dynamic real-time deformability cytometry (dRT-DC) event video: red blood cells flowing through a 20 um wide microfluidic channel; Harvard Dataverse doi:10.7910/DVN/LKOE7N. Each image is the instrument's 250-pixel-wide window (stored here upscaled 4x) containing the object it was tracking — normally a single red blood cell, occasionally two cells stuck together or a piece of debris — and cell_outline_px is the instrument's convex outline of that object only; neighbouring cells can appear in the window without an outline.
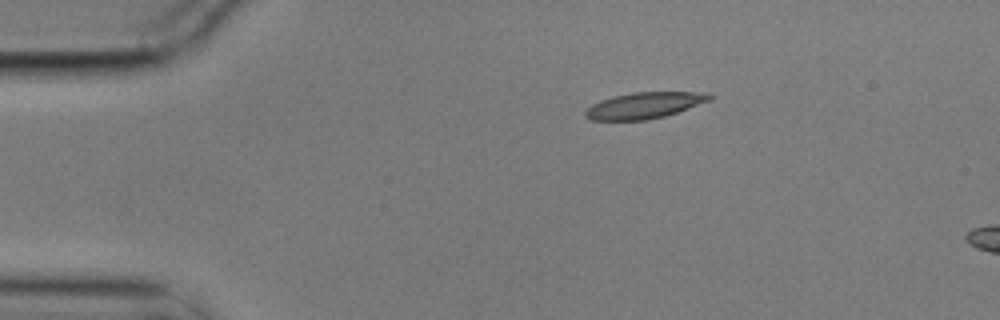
{"species": "common noctule bat (a hibernating species)", "species_latin": "Nyctalus noctula", "temperature_condition": "cold", "stored_images_in_passage": 3, "camera_frame_rate_fps": 3000, "um_per_image_px": 0.085, "animal": {"sex": "male", "body_mass_g": 17.9}, "frame": {"image": 1, "passage_image": 1, "time_ms": 0.0, "image_size_px": [1000, 320], "cell_outline_px": [[712, 100], [664, 116], [648, 120], [592, 120], [584, 116], [584, 112], [592, 104], [600, 100], [612, 96], [632, 92], [708, 92], [712, 96]], "centroid_in_image_um": [54.76, 8.95], "position_along_channel_um": 30.2, "area_um2": 19.02}}